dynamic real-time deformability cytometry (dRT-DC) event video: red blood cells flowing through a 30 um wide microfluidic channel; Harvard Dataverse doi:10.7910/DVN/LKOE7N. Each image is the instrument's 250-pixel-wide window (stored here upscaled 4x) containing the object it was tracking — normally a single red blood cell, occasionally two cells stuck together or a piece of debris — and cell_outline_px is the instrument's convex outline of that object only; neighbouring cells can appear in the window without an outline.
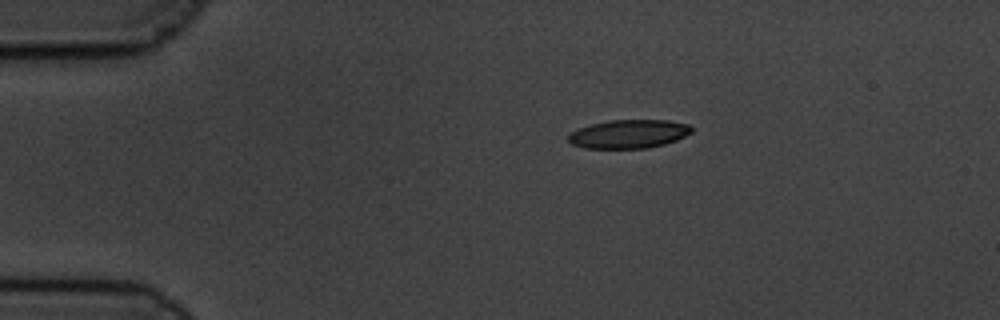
{"species": "common noctule bat (a hibernating species)", "species_latin": "Nyctalus noctula", "temperature_condition": "cold", "stored_images_in_passage": 4, "camera_frame_rate_fps": 3000, "um_per_image_px": 0.085, "animal": {"sex": "male", "body_mass_g": 19.5, "forearm_length_mm": 54.6}, "frame": {"image": 1, "passage_image": 1, "time_ms": 0.0, "image_size_px": [1000, 320], "cell_outline_px": [[692, 132], [676, 140], [664, 144], [648, 148], [584, 148], [572, 144], [568, 140], [568, 136], [572, 132], [580, 128], [592, 124], [608, 120], [668, 120], [688, 124], [692, 128]], "centroid_in_image_um": [53.45, 11.38], "position_along_channel_um": 31.5, "area_um2": 20.4}}